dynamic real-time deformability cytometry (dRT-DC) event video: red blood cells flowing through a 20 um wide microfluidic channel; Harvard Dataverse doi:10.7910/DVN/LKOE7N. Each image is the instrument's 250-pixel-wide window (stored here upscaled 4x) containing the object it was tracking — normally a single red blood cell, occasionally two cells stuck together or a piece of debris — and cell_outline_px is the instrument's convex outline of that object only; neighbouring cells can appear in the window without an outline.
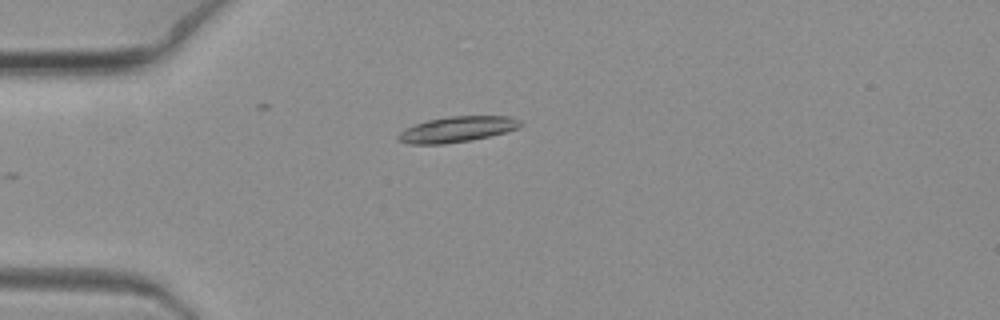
{"species": "common noctule bat (a hibernating species)", "species_latin": "Nyctalus noctula", "temperature_condition": "warm", "stored_images_in_passage": 4, "camera_frame_rate_fps": 3000, "um_per_image_px": 0.085, "animal": {"sex": "female", "body_mass_g": 19.3, "forearm_length_mm": 54.1}, "frame": {"image": 1, "passage_image": 2, "time_ms": 0.333, "image_size_px": [1000, 320], "cell_outline_px": [[524, 124], [520, 128], [508, 132], [472, 140], [444, 144], [408, 144], [400, 140], [396, 136], [404, 128], [428, 120], [448, 116], [512, 116], [520, 120]], "centroid_in_image_um": [38.91, 10.99], "position_along_channel_um": 46.1, "area_um2": 18.5}}
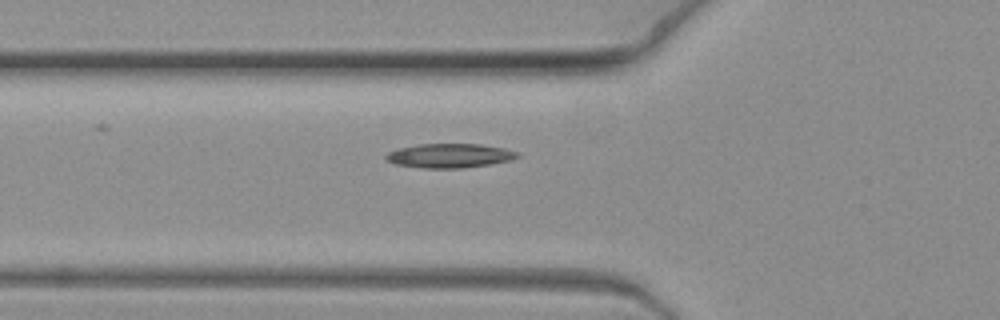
{"frame": {"image": 2, "passage_image": 4, "time_ms": 1.0, "image_size_px": [1000, 320], "cell_outline_px": [[520, 156], [512, 160], [488, 164], [460, 168], [424, 168], [396, 164], [388, 160], [384, 156], [388, 152], [400, 148], [420, 144], [480, 144], [504, 148], [520, 152]], "centroid_in_image_um": [38.26, 13.23], "position_along_channel_um": 87.5, "area_um2": 18.38}}